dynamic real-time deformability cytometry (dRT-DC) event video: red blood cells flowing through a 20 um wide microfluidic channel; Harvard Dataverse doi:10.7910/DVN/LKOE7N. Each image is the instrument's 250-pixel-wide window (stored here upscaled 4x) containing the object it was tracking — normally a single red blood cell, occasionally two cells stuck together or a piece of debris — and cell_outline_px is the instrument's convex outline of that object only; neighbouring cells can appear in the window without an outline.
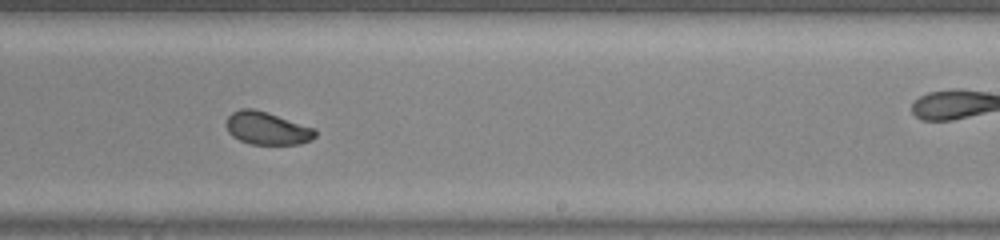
{"species": "common noctule bat (a hibernating species)", "species_latin": "Nyctalus noctula", "temperature_condition": "warm", "stored_images_in_passage": 42, "camera_frame_rate_fps": 3000, "um_per_image_px": 0.085, "animal": {"sex": "male", "body_mass_g": 20.0, "forearm_length_mm": 53.3}, "frame": {"image": 1, "passage_image": 24, "time_ms": 7.667, "image_size_px": [1000, 240], "cell_outline_px": [[316, 136], [312, 140], [300, 144], [252, 144], [240, 140], [232, 136], [228, 132], [228, 116], [232, 112], [240, 108], [252, 108], [268, 112], [316, 128]], "centroid_in_image_um": [22.74, 10.9], "position_along_channel_um": 266.3, "area_um2": 17.05}}